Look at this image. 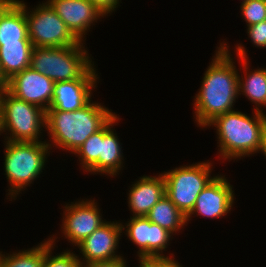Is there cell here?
Here are the masks:
<instances>
[{
  "label": "cell",
  "instance_id": "6da1fadb",
  "mask_svg": "<svg viewBox=\"0 0 266 267\" xmlns=\"http://www.w3.org/2000/svg\"><path fill=\"white\" fill-rule=\"evenodd\" d=\"M226 43H221L195 96L196 122L206 127L217 116L230 112L239 94V73Z\"/></svg>",
  "mask_w": 266,
  "mask_h": 267
},
{
  "label": "cell",
  "instance_id": "7a4b0ae2",
  "mask_svg": "<svg viewBox=\"0 0 266 267\" xmlns=\"http://www.w3.org/2000/svg\"><path fill=\"white\" fill-rule=\"evenodd\" d=\"M90 100L75 111H46V126L55 146L74 153L86 139L102 129L116 114Z\"/></svg>",
  "mask_w": 266,
  "mask_h": 267
},
{
  "label": "cell",
  "instance_id": "3957f363",
  "mask_svg": "<svg viewBox=\"0 0 266 267\" xmlns=\"http://www.w3.org/2000/svg\"><path fill=\"white\" fill-rule=\"evenodd\" d=\"M254 112V117L250 118L232 110L208 124L217 128L221 158L236 159L261 151L266 137V114L257 110Z\"/></svg>",
  "mask_w": 266,
  "mask_h": 267
},
{
  "label": "cell",
  "instance_id": "277c9868",
  "mask_svg": "<svg viewBox=\"0 0 266 267\" xmlns=\"http://www.w3.org/2000/svg\"><path fill=\"white\" fill-rule=\"evenodd\" d=\"M84 48L81 41L74 46L33 47L30 67L55 83L75 79H98L94 64Z\"/></svg>",
  "mask_w": 266,
  "mask_h": 267
},
{
  "label": "cell",
  "instance_id": "5b68a950",
  "mask_svg": "<svg viewBox=\"0 0 266 267\" xmlns=\"http://www.w3.org/2000/svg\"><path fill=\"white\" fill-rule=\"evenodd\" d=\"M4 168L10 183L11 199L31 184L44 169L51 145L46 142H5Z\"/></svg>",
  "mask_w": 266,
  "mask_h": 267
},
{
  "label": "cell",
  "instance_id": "8992f818",
  "mask_svg": "<svg viewBox=\"0 0 266 267\" xmlns=\"http://www.w3.org/2000/svg\"><path fill=\"white\" fill-rule=\"evenodd\" d=\"M0 108L2 133L10 132L7 141L42 142L39 137L46 126L45 110L14 97L5 88L0 94Z\"/></svg>",
  "mask_w": 266,
  "mask_h": 267
},
{
  "label": "cell",
  "instance_id": "52a82bcc",
  "mask_svg": "<svg viewBox=\"0 0 266 267\" xmlns=\"http://www.w3.org/2000/svg\"><path fill=\"white\" fill-rule=\"evenodd\" d=\"M210 162L180 166L162 175L165 179V194L187 217L193 210L197 197L215 177H210Z\"/></svg>",
  "mask_w": 266,
  "mask_h": 267
},
{
  "label": "cell",
  "instance_id": "ba28073f",
  "mask_svg": "<svg viewBox=\"0 0 266 267\" xmlns=\"http://www.w3.org/2000/svg\"><path fill=\"white\" fill-rule=\"evenodd\" d=\"M27 11L25 5L28 35L33 47L74 46L80 42L47 2L39 4L31 13Z\"/></svg>",
  "mask_w": 266,
  "mask_h": 267
},
{
  "label": "cell",
  "instance_id": "9c48e42d",
  "mask_svg": "<svg viewBox=\"0 0 266 267\" xmlns=\"http://www.w3.org/2000/svg\"><path fill=\"white\" fill-rule=\"evenodd\" d=\"M55 82L31 67L15 74L4 88L14 97L47 111L52 103Z\"/></svg>",
  "mask_w": 266,
  "mask_h": 267
},
{
  "label": "cell",
  "instance_id": "30bf717a",
  "mask_svg": "<svg viewBox=\"0 0 266 267\" xmlns=\"http://www.w3.org/2000/svg\"><path fill=\"white\" fill-rule=\"evenodd\" d=\"M97 207L95 200H82L65 206L62 233L75 246L106 222Z\"/></svg>",
  "mask_w": 266,
  "mask_h": 267
},
{
  "label": "cell",
  "instance_id": "8fae6325",
  "mask_svg": "<svg viewBox=\"0 0 266 267\" xmlns=\"http://www.w3.org/2000/svg\"><path fill=\"white\" fill-rule=\"evenodd\" d=\"M125 227L122 225L130 241L139 247V260L148 257H164L161 253L167 248L172 236L171 232L152 223L146 216L131 217Z\"/></svg>",
  "mask_w": 266,
  "mask_h": 267
},
{
  "label": "cell",
  "instance_id": "7c38bea8",
  "mask_svg": "<svg viewBox=\"0 0 266 267\" xmlns=\"http://www.w3.org/2000/svg\"><path fill=\"white\" fill-rule=\"evenodd\" d=\"M122 230V223L107 221L79 243L77 247L84 257L81 265L122 257L115 254Z\"/></svg>",
  "mask_w": 266,
  "mask_h": 267
},
{
  "label": "cell",
  "instance_id": "4fadbf2b",
  "mask_svg": "<svg viewBox=\"0 0 266 267\" xmlns=\"http://www.w3.org/2000/svg\"><path fill=\"white\" fill-rule=\"evenodd\" d=\"M232 185L225 176H215L197 197L195 206L186 217L190 221L192 214H199L208 218H220L227 215L234 201Z\"/></svg>",
  "mask_w": 266,
  "mask_h": 267
},
{
  "label": "cell",
  "instance_id": "5bb4252c",
  "mask_svg": "<svg viewBox=\"0 0 266 267\" xmlns=\"http://www.w3.org/2000/svg\"><path fill=\"white\" fill-rule=\"evenodd\" d=\"M47 3L81 42L91 24L104 16L90 0H48Z\"/></svg>",
  "mask_w": 266,
  "mask_h": 267
},
{
  "label": "cell",
  "instance_id": "9a60e30c",
  "mask_svg": "<svg viewBox=\"0 0 266 267\" xmlns=\"http://www.w3.org/2000/svg\"><path fill=\"white\" fill-rule=\"evenodd\" d=\"M97 79H75L56 82L52 103L48 110L75 111L91 100V90Z\"/></svg>",
  "mask_w": 266,
  "mask_h": 267
},
{
  "label": "cell",
  "instance_id": "2e32d148",
  "mask_svg": "<svg viewBox=\"0 0 266 267\" xmlns=\"http://www.w3.org/2000/svg\"><path fill=\"white\" fill-rule=\"evenodd\" d=\"M132 184L129 190L128 206L133 212V217H143L165 195V179L159 174L143 176Z\"/></svg>",
  "mask_w": 266,
  "mask_h": 267
},
{
  "label": "cell",
  "instance_id": "e0dca14e",
  "mask_svg": "<svg viewBox=\"0 0 266 267\" xmlns=\"http://www.w3.org/2000/svg\"><path fill=\"white\" fill-rule=\"evenodd\" d=\"M119 121L115 115L102 129H100V148L98 161L88 170L91 173L100 172L114 176L118 174L123 165V153L117 134L114 133L113 124ZM112 126V127H111Z\"/></svg>",
  "mask_w": 266,
  "mask_h": 267
},
{
  "label": "cell",
  "instance_id": "ac0fdd59",
  "mask_svg": "<svg viewBox=\"0 0 266 267\" xmlns=\"http://www.w3.org/2000/svg\"><path fill=\"white\" fill-rule=\"evenodd\" d=\"M4 43H32L23 1L10 0L0 11V45Z\"/></svg>",
  "mask_w": 266,
  "mask_h": 267
},
{
  "label": "cell",
  "instance_id": "d6986e66",
  "mask_svg": "<svg viewBox=\"0 0 266 267\" xmlns=\"http://www.w3.org/2000/svg\"><path fill=\"white\" fill-rule=\"evenodd\" d=\"M32 43L0 45V80L5 84L15 74L30 67Z\"/></svg>",
  "mask_w": 266,
  "mask_h": 267
},
{
  "label": "cell",
  "instance_id": "ffe728a7",
  "mask_svg": "<svg viewBox=\"0 0 266 267\" xmlns=\"http://www.w3.org/2000/svg\"><path fill=\"white\" fill-rule=\"evenodd\" d=\"M146 217L172 234L187 224L186 216L166 194L151 208Z\"/></svg>",
  "mask_w": 266,
  "mask_h": 267
},
{
  "label": "cell",
  "instance_id": "44dd1931",
  "mask_svg": "<svg viewBox=\"0 0 266 267\" xmlns=\"http://www.w3.org/2000/svg\"><path fill=\"white\" fill-rule=\"evenodd\" d=\"M250 72L248 74L246 71V77H243L245 79H241L239 75V95L247 96L252 103H255V106H258L255 110L263 111L261 107H266V69L261 68Z\"/></svg>",
  "mask_w": 266,
  "mask_h": 267
},
{
  "label": "cell",
  "instance_id": "7402d4cb",
  "mask_svg": "<svg viewBox=\"0 0 266 267\" xmlns=\"http://www.w3.org/2000/svg\"><path fill=\"white\" fill-rule=\"evenodd\" d=\"M0 267H42L44 260V243L29 250L14 252L12 254H1Z\"/></svg>",
  "mask_w": 266,
  "mask_h": 267
},
{
  "label": "cell",
  "instance_id": "603a6c76",
  "mask_svg": "<svg viewBox=\"0 0 266 267\" xmlns=\"http://www.w3.org/2000/svg\"><path fill=\"white\" fill-rule=\"evenodd\" d=\"M50 239V240H49ZM44 242V260L42 267H81V259L71 251H65L56 256H51L52 248L55 245L54 237Z\"/></svg>",
  "mask_w": 266,
  "mask_h": 267
},
{
  "label": "cell",
  "instance_id": "cb8c5ba5",
  "mask_svg": "<svg viewBox=\"0 0 266 267\" xmlns=\"http://www.w3.org/2000/svg\"><path fill=\"white\" fill-rule=\"evenodd\" d=\"M100 148V130L89 136L86 141L74 152L81 160L82 168L86 172L98 161Z\"/></svg>",
  "mask_w": 266,
  "mask_h": 267
},
{
  "label": "cell",
  "instance_id": "d4e9b609",
  "mask_svg": "<svg viewBox=\"0 0 266 267\" xmlns=\"http://www.w3.org/2000/svg\"><path fill=\"white\" fill-rule=\"evenodd\" d=\"M240 8L248 27L266 21V3L264 0H245L242 1Z\"/></svg>",
  "mask_w": 266,
  "mask_h": 267
},
{
  "label": "cell",
  "instance_id": "484cf974",
  "mask_svg": "<svg viewBox=\"0 0 266 267\" xmlns=\"http://www.w3.org/2000/svg\"><path fill=\"white\" fill-rule=\"evenodd\" d=\"M247 31L248 36L255 46L266 48V21L249 26Z\"/></svg>",
  "mask_w": 266,
  "mask_h": 267
},
{
  "label": "cell",
  "instance_id": "4316f807",
  "mask_svg": "<svg viewBox=\"0 0 266 267\" xmlns=\"http://www.w3.org/2000/svg\"><path fill=\"white\" fill-rule=\"evenodd\" d=\"M173 257H148L141 259L147 267H182Z\"/></svg>",
  "mask_w": 266,
  "mask_h": 267
},
{
  "label": "cell",
  "instance_id": "83f0119b",
  "mask_svg": "<svg viewBox=\"0 0 266 267\" xmlns=\"http://www.w3.org/2000/svg\"><path fill=\"white\" fill-rule=\"evenodd\" d=\"M90 2L94 4L104 16L108 13L111 14L119 5V0H90Z\"/></svg>",
  "mask_w": 266,
  "mask_h": 267
},
{
  "label": "cell",
  "instance_id": "f1b7e54d",
  "mask_svg": "<svg viewBox=\"0 0 266 267\" xmlns=\"http://www.w3.org/2000/svg\"><path fill=\"white\" fill-rule=\"evenodd\" d=\"M126 261L123 257H119L108 261H96L82 265L81 267H126Z\"/></svg>",
  "mask_w": 266,
  "mask_h": 267
},
{
  "label": "cell",
  "instance_id": "f546056e",
  "mask_svg": "<svg viewBox=\"0 0 266 267\" xmlns=\"http://www.w3.org/2000/svg\"><path fill=\"white\" fill-rule=\"evenodd\" d=\"M10 0H0V11Z\"/></svg>",
  "mask_w": 266,
  "mask_h": 267
},
{
  "label": "cell",
  "instance_id": "4dcf8cb0",
  "mask_svg": "<svg viewBox=\"0 0 266 267\" xmlns=\"http://www.w3.org/2000/svg\"><path fill=\"white\" fill-rule=\"evenodd\" d=\"M261 152H263L266 156V137L264 139V142H263V145H262V148H261Z\"/></svg>",
  "mask_w": 266,
  "mask_h": 267
},
{
  "label": "cell",
  "instance_id": "1f68e13d",
  "mask_svg": "<svg viewBox=\"0 0 266 267\" xmlns=\"http://www.w3.org/2000/svg\"><path fill=\"white\" fill-rule=\"evenodd\" d=\"M4 89V83L0 80V94H1V91Z\"/></svg>",
  "mask_w": 266,
  "mask_h": 267
},
{
  "label": "cell",
  "instance_id": "d6a6232c",
  "mask_svg": "<svg viewBox=\"0 0 266 267\" xmlns=\"http://www.w3.org/2000/svg\"><path fill=\"white\" fill-rule=\"evenodd\" d=\"M139 267H147L141 260H139Z\"/></svg>",
  "mask_w": 266,
  "mask_h": 267
},
{
  "label": "cell",
  "instance_id": "836d02e7",
  "mask_svg": "<svg viewBox=\"0 0 266 267\" xmlns=\"http://www.w3.org/2000/svg\"><path fill=\"white\" fill-rule=\"evenodd\" d=\"M2 133V130H1V108H0V134Z\"/></svg>",
  "mask_w": 266,
  "mask_h": 267
}]
</instances>
